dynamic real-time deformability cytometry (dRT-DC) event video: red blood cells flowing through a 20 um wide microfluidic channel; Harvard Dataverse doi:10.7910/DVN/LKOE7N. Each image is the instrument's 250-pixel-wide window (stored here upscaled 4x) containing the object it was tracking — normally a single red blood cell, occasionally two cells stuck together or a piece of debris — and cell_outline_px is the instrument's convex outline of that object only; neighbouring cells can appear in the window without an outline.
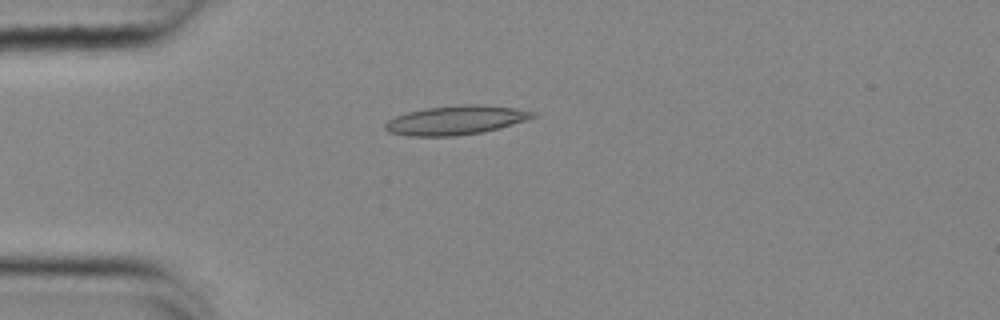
{"species": "common noctule bat (a hibernating species)", "species_latin": "Nyctalus noctula", "temperature_condition": "cold", "stored_images_in_passage": 41, "camera_frame_rate_fps": 3000, "um_per_image_px": 0.085, "animal": {"sex": "female", "body_mass_g": 25.1}, "frame": {"image": 1, "passage_image": 1, "time_ms": 0.0, "image_size_px": [1000, 320], "cell_outline_px": [[536, 116], [500, 128], [484, 132], [456, 136], [408, 136], [388, 132], [384, 128], [384, 124], [388, 120], [396, 116], [408, 112], [428, 108], [472, 104], [476, 104], [512, 108], [536, 112]], "centroid_in_image_um": [38.71, 10.23], "position_along_channel_um": 46.3, "area_um2": 24.68}}
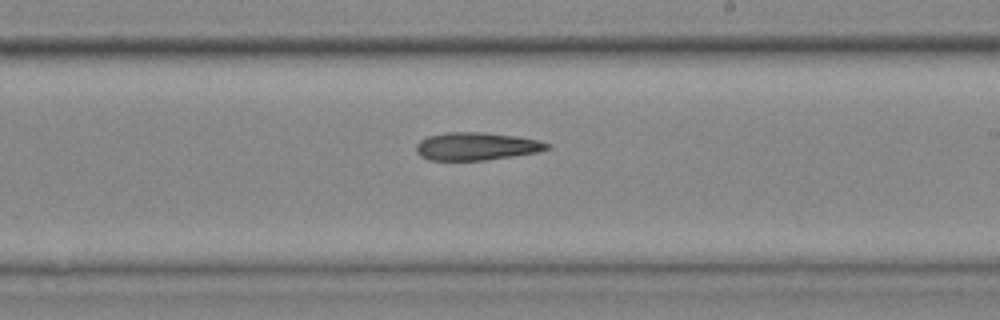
{"frame": {"image": 2, "passage_image": 19, "time_ms": 6.0, "image_size_px": [1000, 320], "cell_outline_px": [[552, 148], [540, 152], [484, 160], [428, 160], [420, 156], [416, 152], [416, 144], [420, 140], [428, 136], [448, 132], [484, 132], [516, 136], [540, 140], [552, 144]], "centroid_in_image_um": [40.53, 12.43], "position_along_channel_um": 248.5, "area_um2": 21.44}}
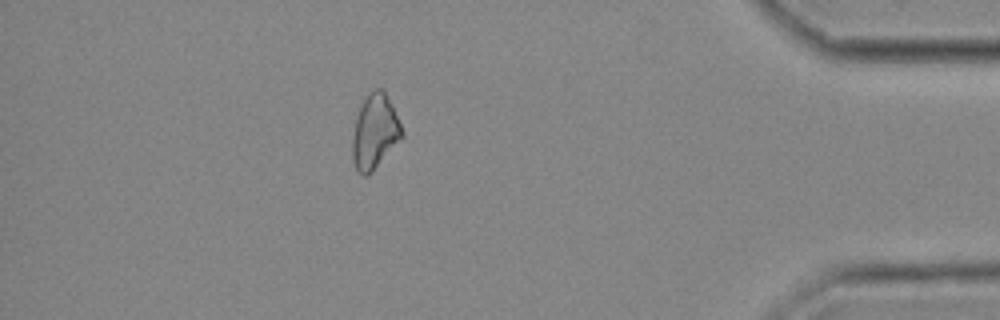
{"frame": {"image": 3, "passage_image": 35, "time_ms": 11.333, "image_size_px": [1000, 320], "cell_outline_px": [[404, 136], [372, 172], [368, 176], [360, 176], [356, 172], [352, 160], [352, 140], [356, 116], [360, 104], [376, 88], [380, 88], [384, 92], [404, 132]], "centroid_in_image_um": [31.82, 11.28], "position_along_channel_um": 403.4, "area_um2": 21.33}}